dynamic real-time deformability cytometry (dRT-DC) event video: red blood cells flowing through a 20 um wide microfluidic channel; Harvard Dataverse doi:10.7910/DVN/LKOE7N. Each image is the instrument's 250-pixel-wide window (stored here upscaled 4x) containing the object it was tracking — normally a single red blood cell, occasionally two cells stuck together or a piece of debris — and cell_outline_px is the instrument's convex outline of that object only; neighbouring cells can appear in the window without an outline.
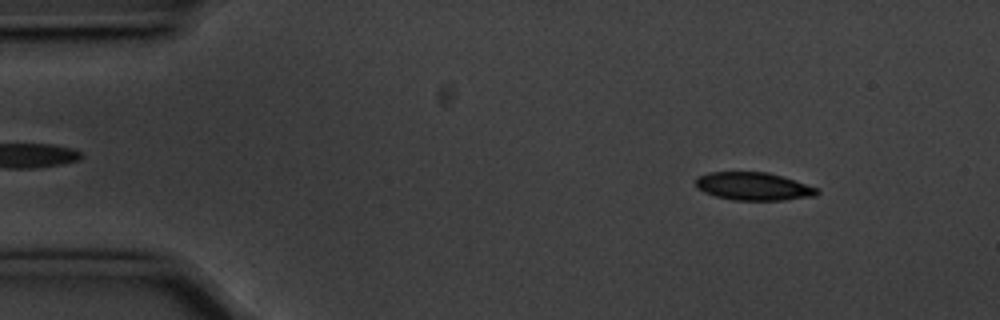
{"species": "common noctule bat (a hibernating species)", "species_latin": "Nyctalus noctula", "temperature_condition": "cold", "stored_images_in_passage": 55, "camera_frame_rate_fps": 3000, "um_per_image_px": 0.085, "animal": {"sex": "male", "body_mass_g": 20.1, "forearm_length_mm": 53.5}, "frame": {"image": 1, "passage_image": 6, "time_ms": 1.667, "image_size_px": [1000, 320], "cell_outline_px": [[820, 192], [816, 196], [784, 200], [732, 200], [716, 196], [704, 192], [696, 188], [696, 176], [708, 172], [768, 172], [816, 188]], "centroid_in_image_um": [63.99, 15.84], "position_along_channel_um": 21.0, "area_um2": 19.65}}
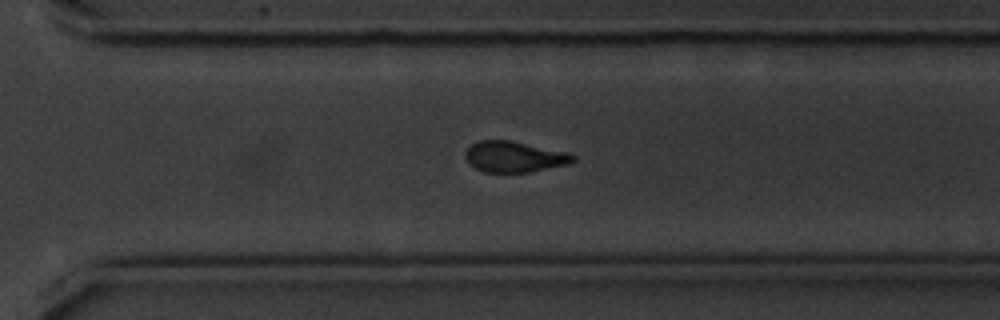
{"frame": {"image": 2, "passage_image": 38, "time_ms": 12.333, "image_size_px": [1000, 320], "cell_outline_px": [[576, 160], [568, 164], [528, 172], [484, 172], [468, 164], [464, 156], [464, 152], [472, 144], [480, 140], [512, 140], [568, 152], [576, 156]], "centroid_in_image_um": [43.71, 13.31], "position_along_channel_um": 326.9, "area_um2": 19.54}}
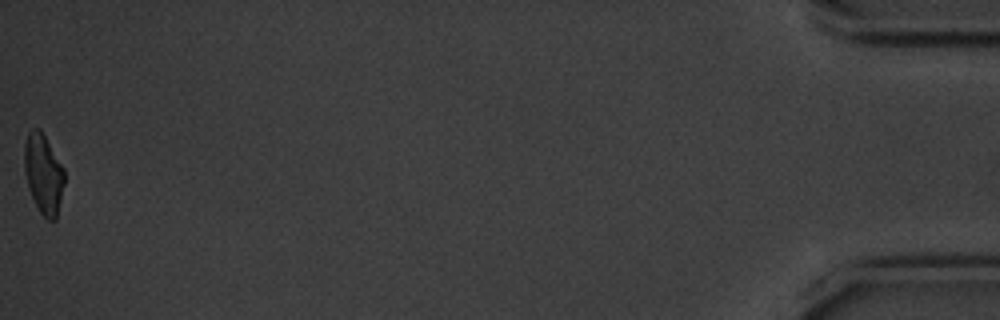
{"frame": {"image": 3, "passage_image": 55, "time_ms": 18.0, "image_size_px": [1000, 320], "cell_outline_px": [[64, 184], [56, 220], [48, 220], [40, 212], [28, 188], [24, 172], [24, 144], [28, 132], [32, 128], [40, 128], [64, 168]], "centroid_in_image_um": [3.68, 14.75], "position_along_channel_um": 431.5, "area_um2": 18.61}, "authors_computed_cell_mechanics": {"area_um2": 20.0566, "velocity_mm_per_s": 3.5704, "shape_relaxation_time_tau1_ms": 3.6343, "shape_relaxation_time_tau2_ms": 5.3847, "deformation_change_tau1": 0.1344, "deformation_change_tau2": 0.108}}